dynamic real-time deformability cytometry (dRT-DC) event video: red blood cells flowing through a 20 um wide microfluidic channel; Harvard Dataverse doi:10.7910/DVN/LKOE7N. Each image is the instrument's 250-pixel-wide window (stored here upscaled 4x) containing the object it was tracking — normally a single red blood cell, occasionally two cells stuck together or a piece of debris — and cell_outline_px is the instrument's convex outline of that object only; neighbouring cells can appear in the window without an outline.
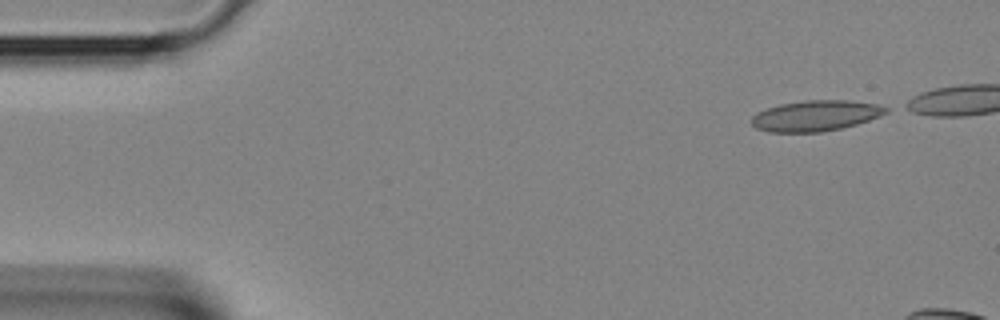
{"species": "Egyptian fruit bat (a non-hibernating species)", "species_latin": "Rousettus aegyptiacus", "temperature_condition": "room temperature", "stored_images_in_passage": 6, "camera_frame_rate_fps": 3000, "um_per_image_px": 0.085, "animal": {"sex": "female"}, "frame": {"image": 1, "passage_image": 1, "time_ms": 0.0, "image_size_px": [1000, 320], "cell_outline_px": [[888, 112], [880, 116], [856, 124], [840, 128], [820, 132], [768, 132], [756, 128], [752, 124], [752, 116], [756, 112], [780, 104], [804, 100], [848, 100], [876, 104], [888, 108]], "centroid_in_image_um": [69.31, 9.83], "position_along_channel_um": 15.7, "area_um2": 23.93}}